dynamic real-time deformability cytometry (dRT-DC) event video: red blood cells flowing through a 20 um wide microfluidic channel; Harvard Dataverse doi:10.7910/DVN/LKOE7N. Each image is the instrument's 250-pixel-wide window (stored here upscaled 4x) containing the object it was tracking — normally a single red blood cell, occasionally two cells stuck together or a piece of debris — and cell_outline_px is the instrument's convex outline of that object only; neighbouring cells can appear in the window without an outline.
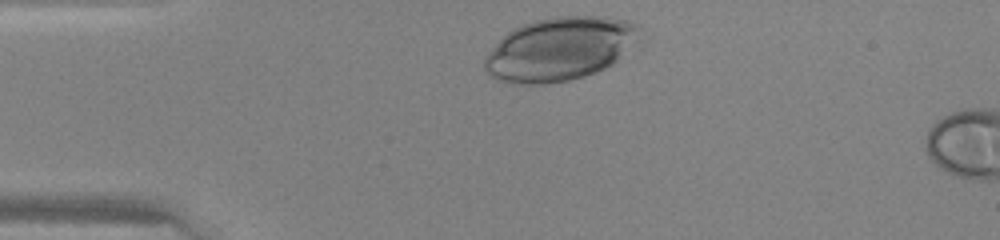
{"species": "human", "species_latin": "Homo sapiens", "temperature_condition": "warm", "stored_images_in_passage": 4, "camera_frame_rate_fps": 3000, "um_per_image_px": 0.085, "donor": {"sex": "female"}, "frame": {"image": 1, "passage_image": 1, "time_ms": 0.0, "image_size_px": [1000, 240], "cell_outline_px": [[640, 28], [616, 60], [612, 64], [604, 68], [584, 76], [568, 80], [544, 84], [512, 84], [496, 80], [484, 68], [484, 56], [512, 28], [536, 20], [552, 16], [608, 16], [628, 20], [640, 24]], "centroid_in_image_um": [47.49, 4.15], "position_along_channel_um": 37.5, "area_um2": 56.47}}